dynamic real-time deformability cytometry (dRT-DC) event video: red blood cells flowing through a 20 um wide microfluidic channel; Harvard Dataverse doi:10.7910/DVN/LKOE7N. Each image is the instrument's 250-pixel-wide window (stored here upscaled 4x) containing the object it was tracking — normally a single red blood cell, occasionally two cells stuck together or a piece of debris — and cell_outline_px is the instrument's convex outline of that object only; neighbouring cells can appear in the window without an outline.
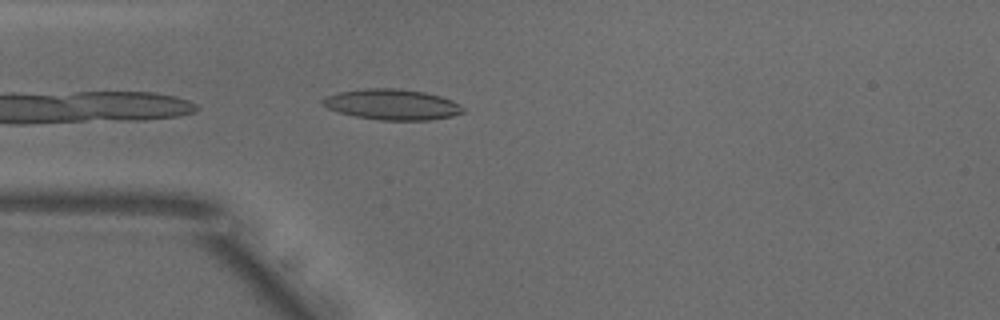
{"species": "common noctule bat (a hibernating species)", "species_latin": "Nyctalus noctula", "temperature_condition": "warm", "stored_images_in_passage": 37, "camera_frame_rate_fps": 3000, "um_per_image_px": 0.085, "animal": {"sex": "male", "body_mass_g": 18.8}, "frame": {"image": 1, "passage_image": 1, "time_ms": 0.0, "image_size_px": [1000, 320], "cell_outline_px": [[464, 112], [452, 116], [428, 120], [380, 120], [356, 116], [340, 112], [328, 108], [320, 100], [324, 96], [340, 92], [364, 88], [396, 88], [424, 92], [440, 96], [452, 100], [460, 104], [464, 108]], "centroid_in_image_um": [33.34, 8.87], "position_along_channel_um": 51.7, "area_um2": 24.97}}